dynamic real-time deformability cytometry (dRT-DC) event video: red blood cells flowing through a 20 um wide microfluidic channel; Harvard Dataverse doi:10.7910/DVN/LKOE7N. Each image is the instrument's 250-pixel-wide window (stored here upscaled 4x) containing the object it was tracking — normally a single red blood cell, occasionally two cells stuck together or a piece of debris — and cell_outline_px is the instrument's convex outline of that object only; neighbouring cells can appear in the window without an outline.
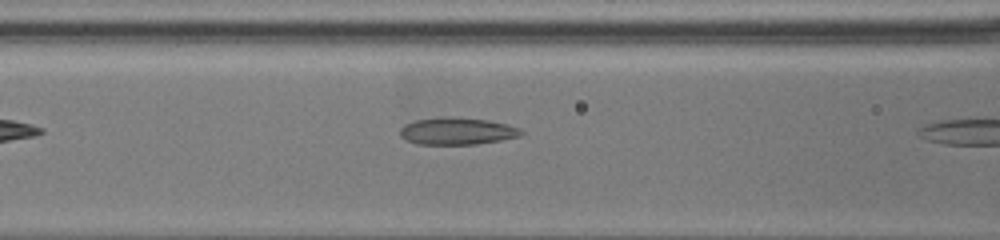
{"species": "common noctule bat (a hibernating species)", "species_latin": "Nyctalus noctula", "temperature_condition": "warm", "stored_images_in_passage": 5, "camera_frame_rate_fps": 3000, "um_per_image_px": 0.085, "animal": {"sex": "female", "body_mass_g": 19.5, "forearm_length_mm": 54.1}, "frame": {"image": 1, "passage_image": 4, "time_ms": 0.667, "image_size_px": [1000, 240], "cell_outline_px": [[524, 132], [520, 136], [500, 140], [476, 144], [416, 144], [400, 136], [400, 128], [404, 124], [412, 120], [436, 116], [452, 116], [488, 120], [508, 124], [520, 128]], "centroid_in_image_um": [38.82, 11.12], "position_along_channel_um": 127.8, "area_um2": 19.48}}